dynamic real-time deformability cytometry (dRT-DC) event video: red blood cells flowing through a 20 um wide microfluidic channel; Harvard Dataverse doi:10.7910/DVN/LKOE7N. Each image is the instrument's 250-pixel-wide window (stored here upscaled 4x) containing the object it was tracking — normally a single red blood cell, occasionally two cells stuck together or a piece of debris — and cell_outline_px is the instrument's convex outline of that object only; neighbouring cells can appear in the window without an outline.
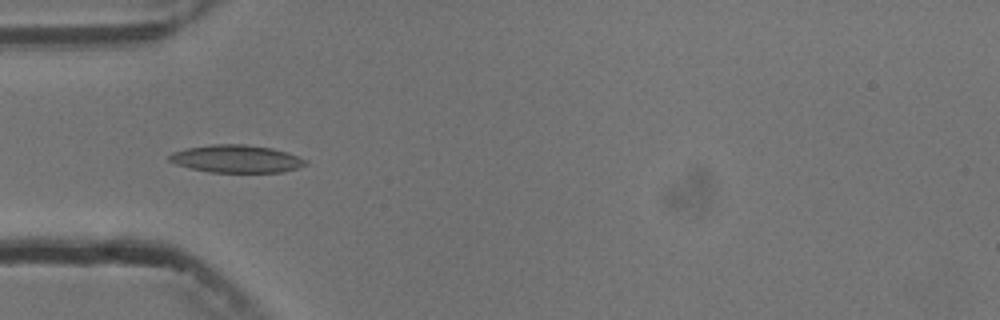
{"species": "common noctule bat (a hibernating species)", "species_latin": "Nyctalus noctula", "temperature_condition": "cold", "stored_images_in_passage": 6, "camera_frame_rate_fps": 3000, "um_per_image_px": 0.085, "animal": {"sex": "male", "body_mass_g": 13.3}, "frame": {"image": 1, "passage_image": 4, "time_ms": 3.333, "image_size_px": [1000, 320], "cell_outline_px": [[308, 164], [296, 168], [280, 172], [208, 172], [176, 164], [168, 160], [168, 156], [172, 152], [188, 148], [212, 144], [244, 144], [272, 148], [288, 152], [308, 160]], "centroid_in_image_um": [20.11, 13.49], "position_along_channel_um": 64.9, "area_um2": 21.91}}
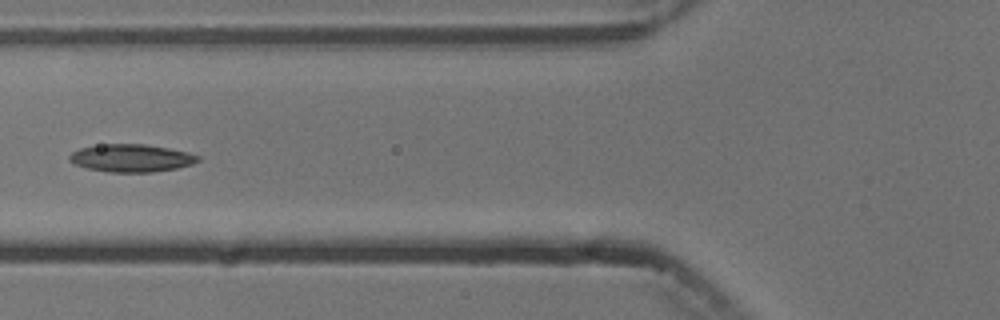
{"frame": {"image": 2, "passage_image": 5, "time_ms": 4.667, "image_size_px": [1000, 320], "cell_outline_px": [[200, 160], [192, 164], [176, 168], [152, 172], [108, 172], [88, 168], [76, 164], [68, 160], [68, 156], [72, 152], [80, 148], [104, 144], [144, 144], [168, 148], [188, 152], [200, 156]], "centroid_in_image_um": [11.17, 13.43], "position_along_channel_um": 114.6, "area_um2": 20.63}}
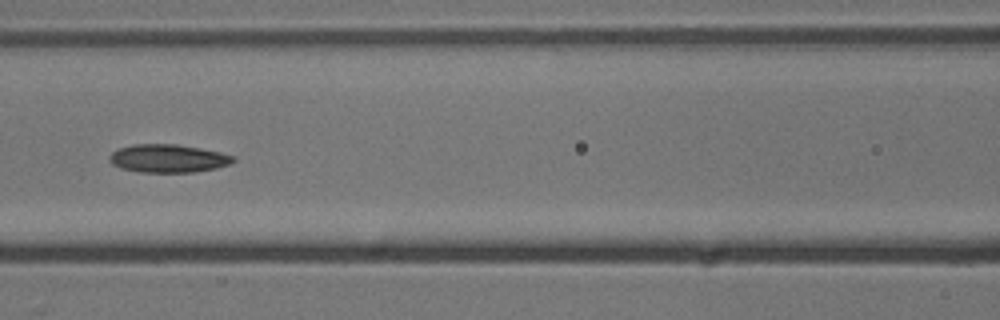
{"frame": {"image": 3, "passage_image": 6, "time_ms": 5.667, "image_size_px": [1000, 320], "cell_outline_px": [[236, 160], [232, 164], [216, 168], [196, 172], [140, 172], [120, 168], [112, 164], [108, 156], [112, 152], [120, 148], [132, 144], [176, 144], [200, 148], [220, 152], [236, 156]], "centroid_in_image_um": [14.32, 13.47], "position_along_channel_um": 152.3, "area_um2": 20.46}}